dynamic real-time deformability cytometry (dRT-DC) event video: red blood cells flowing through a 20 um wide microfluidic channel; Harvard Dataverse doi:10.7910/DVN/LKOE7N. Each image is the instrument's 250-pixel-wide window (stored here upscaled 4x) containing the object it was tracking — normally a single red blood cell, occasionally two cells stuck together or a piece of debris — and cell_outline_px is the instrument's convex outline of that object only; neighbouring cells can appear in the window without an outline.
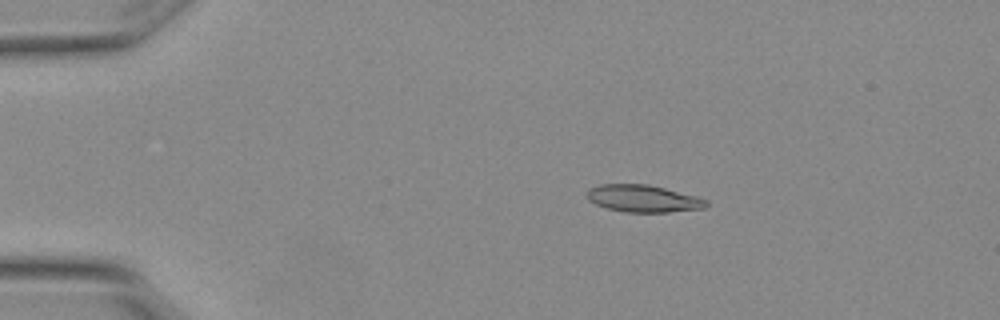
{"species": "Egyptian fruit bat (a non-hibernating species)", "species_latin": "Rousettus aegyptiacus", "temperature_condition": "warm", "stored_images_in_passage": 6, "camera_frame_rate_fps": 3000, "um_per_image_px": 0.085, "animal": {"sex": "female"}, "frame": {"image": 1, "passage_image": 2, "time_ms": 0.333, "image_size_px": [1000, 320], "cell_outline_px": [[708, 204], [704, 208], [668, 212], [624, 212], [608, 208], [596, 204], [588, 200], [588, 188], [600, 184], [648, 184], [696, 196], [708, 200]], "centroid_in_image_um": [54.67, 16.87], "position_along_channel_um": 30.3, "area_um2": 18.79}}
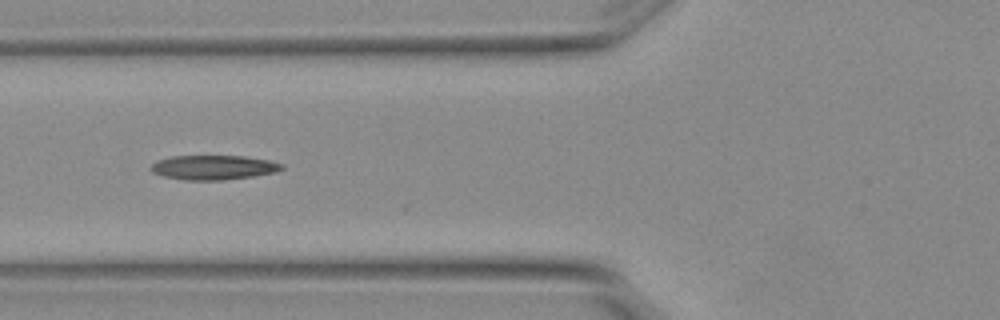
{"frame": {"image": 2, "passage_image": 5, "time_ms": 1.333, "image_size_px": [1000, 320], "cell_outline_px": [[284, 168], [276, 172], [252, 176], [224, 180], [188, 180], [164, 176], [152, 172], [148, 168], [156, 160], [172, 156], [244, 156], [268, 160], [284, 164]], "centroid_in_image_um": [18.14, 14.23], "position_along_channel_um": 107.7, "area_um2": 18.67}}
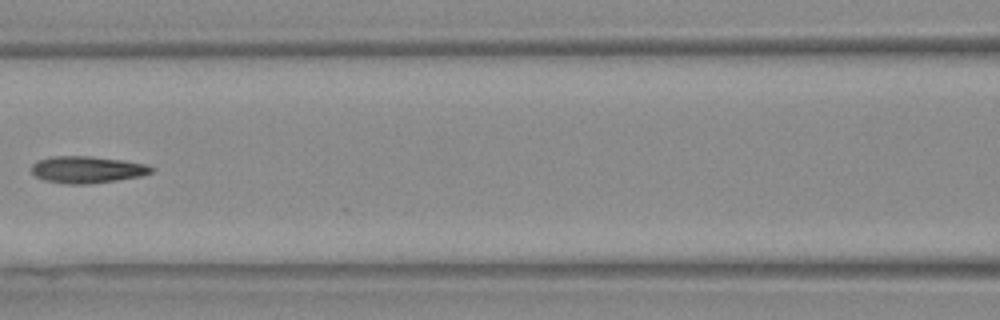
{"frame": {"image": 3, "passage_image": 6, "time_ms": 1.667, "image_size_px": [1000, 320], "cell_outline_px": [[152, 172], [140, 176], [116, 180], [84, 184], [68, 184], [44, 180], [36, 176], [32, 172], [32, 164], [40, 160], [52, 156], [92, 156], [124, 160], [148, 164], [152, 168]], "centroid_in_image_um": [7.41, 14.4], "position_along_channel_um": 159.2, "area_um2": 18.61}}